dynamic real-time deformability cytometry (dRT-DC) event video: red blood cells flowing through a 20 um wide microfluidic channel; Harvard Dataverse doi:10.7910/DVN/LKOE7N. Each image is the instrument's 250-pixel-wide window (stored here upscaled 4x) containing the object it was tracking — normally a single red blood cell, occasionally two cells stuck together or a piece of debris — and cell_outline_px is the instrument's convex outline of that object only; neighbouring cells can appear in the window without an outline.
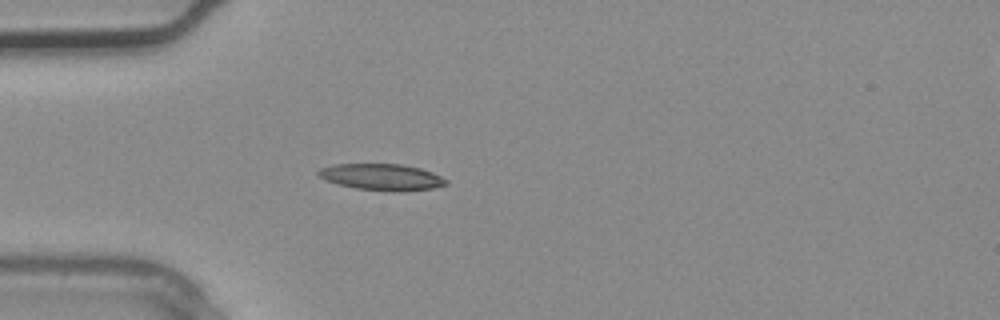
{"species": "common noctule bat (a hibernating species)", "species_latin": "Nyctalus noctula", "temperature_condition": "warm", "stored_images_in_passage": 2, "camera_frame_rate_fps": 3000, "um_per_image_px": 0.085, "animal": {"sex": "male", "body_mass_g": 20.4}, "frame": {"image": 1, "passage_image": 2, "time_ms": 0.333, "image_size_px": [1000, 320], "cell_outline_px": [[448, 184], [432, 188], [392, 192], [356, 188], [340, 184], [328, 180], [320, 176], [316, 172], [320, 168], [332, 164], [400, 164], [420, 168], [432, 172], [448, 180]], "centroid_in_image_um": [32.47, 15.04], "position_along_channel_um": 52.5, "area_um2": 19.48}}